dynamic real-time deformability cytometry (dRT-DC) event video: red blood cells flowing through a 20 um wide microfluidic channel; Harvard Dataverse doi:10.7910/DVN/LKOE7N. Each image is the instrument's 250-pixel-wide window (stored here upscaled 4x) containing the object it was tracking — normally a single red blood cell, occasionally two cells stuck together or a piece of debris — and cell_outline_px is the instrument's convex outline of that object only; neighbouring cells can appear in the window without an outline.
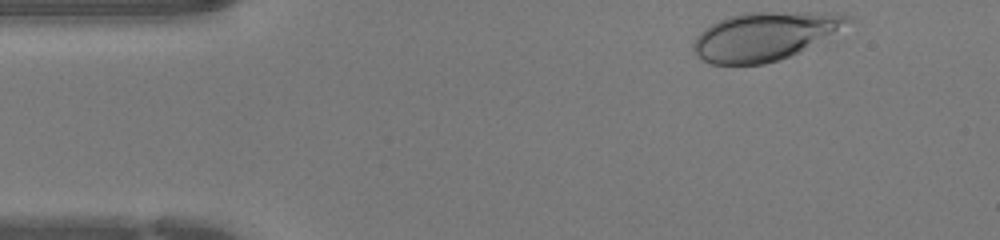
{"species": "human", "species_latin": "Homo sapiens", "temperature_condition": "warm", "stored_images_in_passage": 34, "camera_frame_rate_fps": 3000, "um_per_image_px": 0.085, "donor": {"sex": "female"}, "frame": {"image": 1, "passage_image": 1, "time_ms": 0.0, "image_size_px": [1000, 240], "cell_outline_px": [[852, 20], [832, 32], [796, 52], [780, 60], [764, 64], [712, 64], [704, 60], [692, 48], [692, 44], [696, 36], [704, 28], [728, 16], [744, 12], [840, 12], [852, 16]], "centroid_in_image_um": [64.94, 3.05], "position_along_channel_um": 20.1, "area_um2": 42.66}}
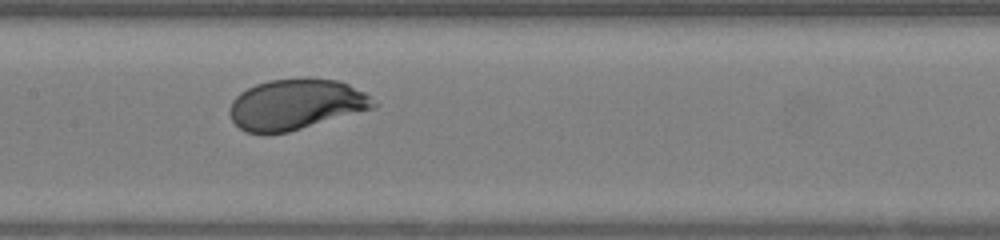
{"frame": {"image": 2, "passage_image": 17, "time_ms": 5.333, "image_size_px": [1000, 240], "cell_outline_px": [[380, 104], [376, 108], [288, 132], [244, 132], [232, 120], [228, 112], [232, 100], [240, 92], [256, 84], [268, 80], [340, 80], [364, 92]], "centroid_in_image_um": [25.17, 8.89], "position_along_channel_um": 182.2, "area_um2": 41.85}}
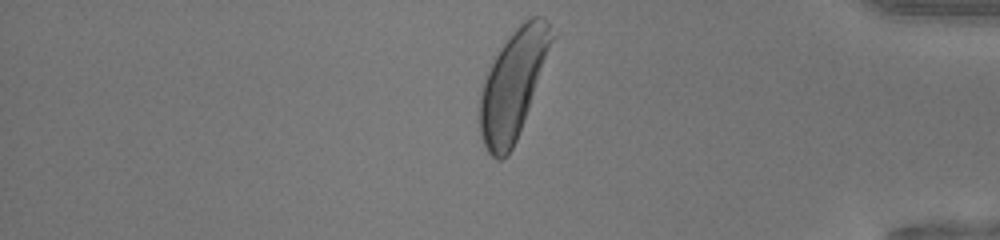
{"frame": {"image": 3, "passage_image": 33, "time_ms": 10.667, "image_size_px": [1000, 240], "cell_outline_px": [[556, 36], [516, 140], [508, 156], [500, 160], [496, 160], [488, 152], [484, 144], [480, 132], [480, 88], [484, 76], [500, 48], [512, 32], [524, 20], [532, 16], [544, 16], [548, 20], [556, 32]], "centroid_in_image_um": [43.63, 7.13], "position_along_channel_um": 391.6, "area_um2": 45.32}}